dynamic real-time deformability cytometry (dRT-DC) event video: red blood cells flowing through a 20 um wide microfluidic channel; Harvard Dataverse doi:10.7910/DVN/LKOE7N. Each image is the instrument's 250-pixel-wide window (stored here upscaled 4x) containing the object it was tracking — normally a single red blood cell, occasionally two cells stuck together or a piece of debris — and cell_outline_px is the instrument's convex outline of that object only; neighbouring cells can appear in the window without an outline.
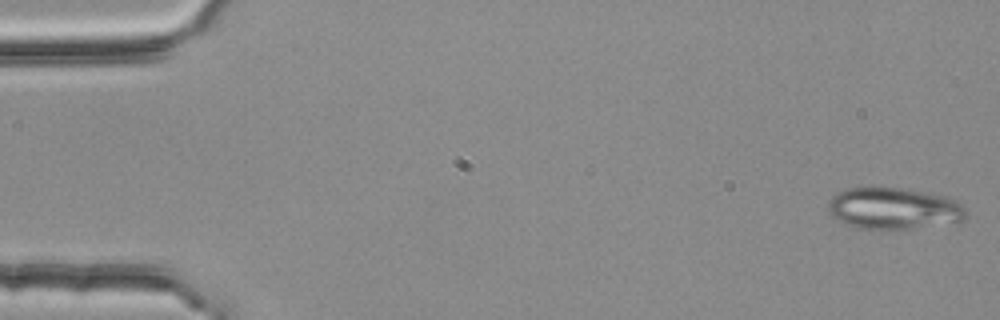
{"species": "common noctule bat (a hibernating species)", "species_latin": "Nyctalus noctula", "temperature_condition": "room temperature", "stored_images_in_passage": 40, "camera_frame_rate_fps": 3000, "um_per_image_px": 0.085, "animal": {"sex": "female", "body_mass_g": 25.1}, "frame": {"image": 1, "passage_image": 1, "time_ms": 0.0, "image_size_px": [1000, 320], "cell_outline_px": [[964, 220], [960, 224], [888, 232], [880, 232], [856, 228], [832, 216], [828, 208], [828, 200], [836, 192], [848, 188], [900, 188], [944, 196], [960, 204], [964, 208]], "centroid_in_image_um": [75.98, 17.79], "position_along_channel_um": 9.0, "area_um2": 34.39}}
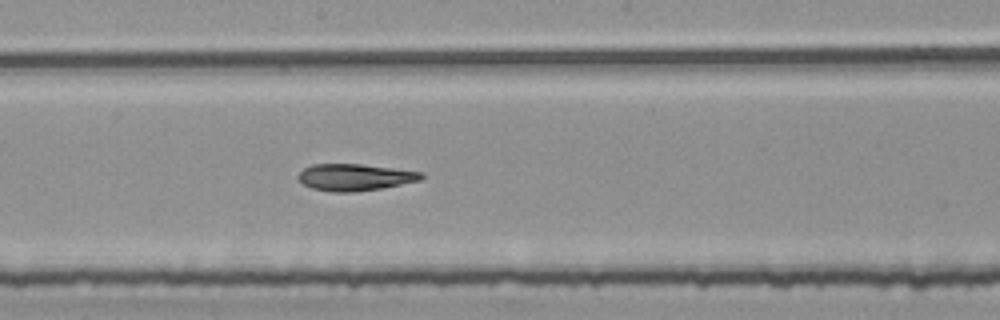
{"frame": {"image": 2, "passage_image": 29, "time_ms": 9.333, "image_size_px": [1000, 320], "cell_outline_px": [[424, 176], [420, 180], [380, 188], [356, 192], [332, 192], [312, 188], [304, 184], [296, 176], [304, 168], [312, 164], [360, 164], [424, 172]], "centroid_in_image_um": [30.14, 15.06], "position_along_channel_um": 218.1, "area_um2": 19.07}}
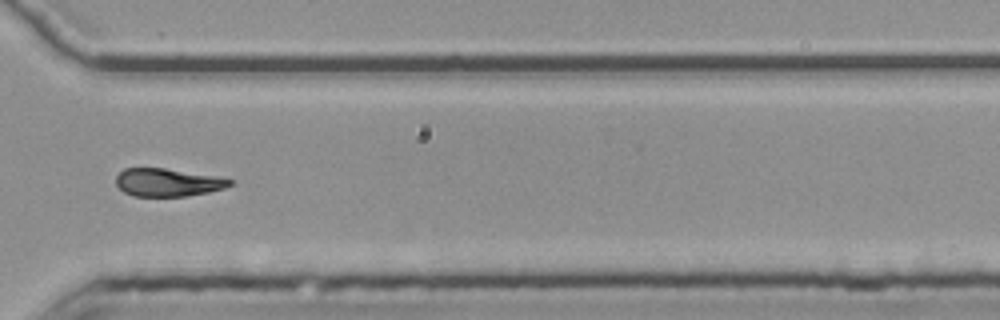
{"frame": {"image": 3, "passage_image": 40, "time_ms": 13.0, "image_size_px": [1000, 320], "cell_outline_px": [[232, 184], [224, 188], [208, 192], [184, 196], [132, 196], [124, 192], [116, 184], [116, 176], [124, 168], [164, 168], [220, 176], [232, 180]], "centroid_in_image_um": [14.26, 15.5], "position_along_channel_um": 356.3, "area_um2": 18.55}}